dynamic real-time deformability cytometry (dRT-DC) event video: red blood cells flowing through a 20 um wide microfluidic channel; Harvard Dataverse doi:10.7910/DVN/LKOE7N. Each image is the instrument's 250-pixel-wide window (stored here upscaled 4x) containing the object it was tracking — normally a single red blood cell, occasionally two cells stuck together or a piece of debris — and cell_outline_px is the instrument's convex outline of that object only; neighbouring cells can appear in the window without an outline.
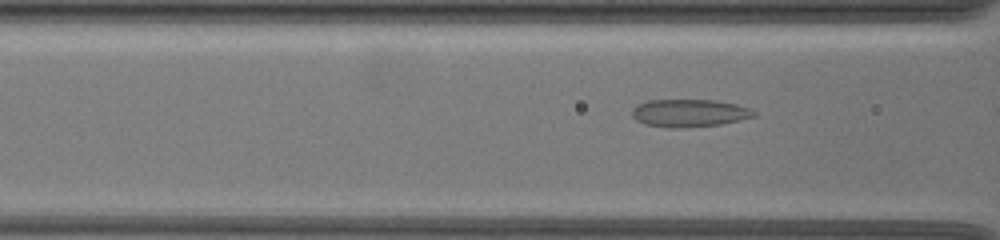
{"species": "common noctule bat (a hibernating species)", "species_latin": "Nyctalus noctula", "temperature_condition": "warm", "stored_images_in_passage": 10, "camera_frame_rate_fps": 3000, "um_per_image_px": 0.085, "animal": {"sex": "female", "body_mass_g": 19.5, "forearm_length_mm": 54.1}, "frame": {"image": 1, "passage_image": 5, "time_ms": 1.333, "image_size_px": [1000, 240], "cell_outline_px": [[756, 116], [740, 120], [720, 124], [684, 128], [668, 128], [644, 124], [636, 120], [632, 116], [632, 108], [648, 100], [712, 100], [736, 104], [748, 108], [756, 112]], "centroid_in_image_um": [58.57, 9.62], "position_along_channel_um": 108.0, "area_um2": 19.65}}
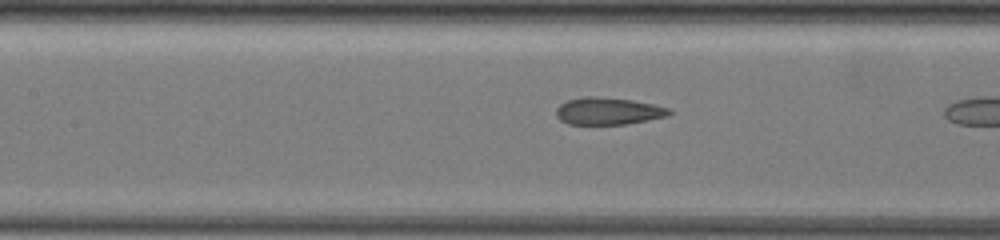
{"frame": {"image": 2, "passage_image": 9, "time_ms": 2.667, "image_size_px": [1000, 240], "cell_outline_px": [[672, 112], [668, 116], [624, 124], [568, 124], [560, 120], [556, 116], [556, 108], [560, 104], [568, 100], [584, 96], [596, 96], [632, 100], [672, 108]], "centroid_in_image_um": [51.69, 9.43], "position_along_channel_um": 155.7, "area_um2": 17.92}}